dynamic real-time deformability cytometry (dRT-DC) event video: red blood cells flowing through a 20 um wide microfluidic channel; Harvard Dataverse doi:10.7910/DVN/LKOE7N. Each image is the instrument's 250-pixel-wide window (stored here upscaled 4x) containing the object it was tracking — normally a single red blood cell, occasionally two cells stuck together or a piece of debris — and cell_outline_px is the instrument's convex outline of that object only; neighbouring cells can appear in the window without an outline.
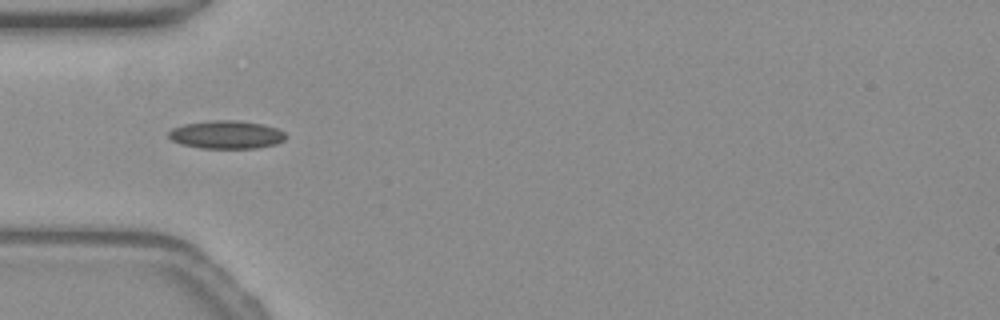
{"species": "common noctule bat (a hibernating species)", "species_latin": "Nyctalus noctula", "temperature_condition": "warm", "stored_images_in_passage": 18, "camera_frame_rate_fps": 3000, "um_per_image_px": 0.085, "animal": {"sex": "female", "body_mass_g": 19.3, "forearm_length_mm": 54.1}, "frame": {"image": 1, "passage_image": 1, "time_ms": 0.0, "image_size_px": [1000, 320], "cell_outline_px": [[288, 136], [284, 140], [276, 144], [256, 148], [200, 148], [180, 144], [172, 140], [168, 136], [168, 132], [172, 128], [184, 124], [212, 120], [236, 120], [260, 124], [276, 128], [284, 132]], "centroid_in_image_um": [19.23, 11.45], "position_along_channel_um": 65.8, "area_um2": 19.19}}
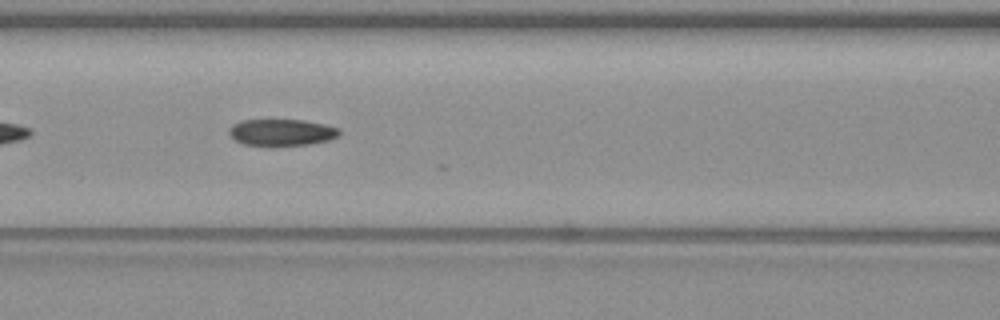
{"frame": {"image": 2, "passage_image": 7, "time_ms": 2.0, "image_size_px": [1000, 320], "cell_outline_px": [[340, 136], [328, 140], [308, 144], [272, 148], [244, 144], [236, 140], [228, 132], [232, 124], [240, 120], [304, 120], [324, 124], [340, 128]], "centroid_in_image_um": [23.94, 11.28], "position_along_channel_um": 142.7, "area_um2": 17.63}}
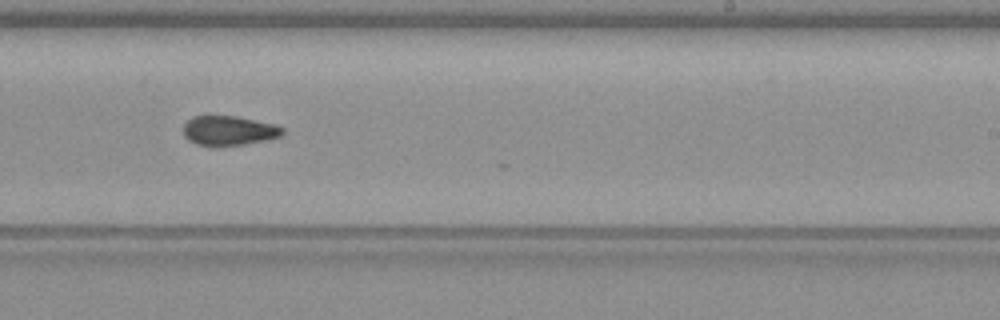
{"frame": {"image": 3, "passage_image": 17, "time_ms": 5.333, "image_size_px": [1000, 320], "cell_outline_px": [[284, 132], [280, 136], [268, 140], [244, 144], [208, 148], [196, 144], [188, 140], [184, 136], [184, 124], [192, 116], [236, 116], [276, 124], [284, 128]], "centroid_in_image_um": [19.44, 11.13], "position_along_channel_um": 269.6, "area_um2": 17.51}}